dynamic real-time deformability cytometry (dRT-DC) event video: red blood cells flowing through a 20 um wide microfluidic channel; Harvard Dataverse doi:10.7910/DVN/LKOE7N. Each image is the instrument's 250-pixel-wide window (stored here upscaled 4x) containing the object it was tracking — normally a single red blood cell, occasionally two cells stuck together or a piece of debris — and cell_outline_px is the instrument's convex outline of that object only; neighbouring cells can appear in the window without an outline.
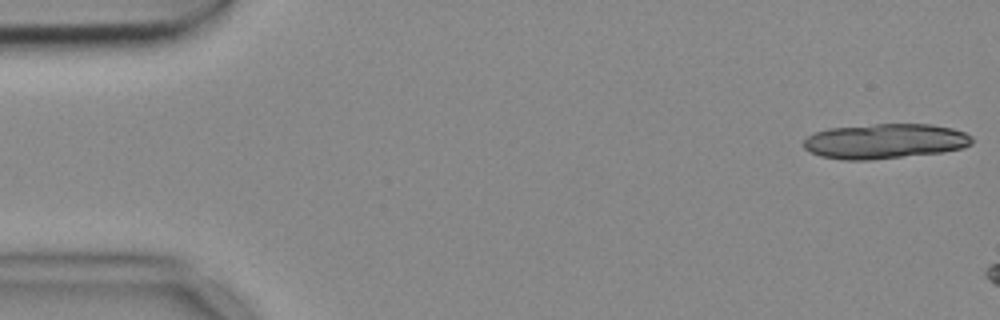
{"species": "common noctule bat (a hibernating species)", "species_latin": "Nyctalus noctula", "temperature_condition": "cold", "stored_images_in_passage": 14, "camera_frame_rate_fps": 3000, "um_per_image_px": 0.085, "animal": {"sex": "female", "body_mass_g": 18.4}, "frame": {"image": 1, "passage_image": 1, "time_ms": 0.0, "image_size_px": [1000, 320], "cell_outline_px": [[972, 144], [964, 148], [944, 152], [872, 160], [840, 160], [820, 156], [804, 148], [804, 140], [808, 136], [816, 132], [828, 128], [876, 124], [932, 124], [952, 128], [964, 132], [972, 136]], "centroid_in_image_um": [75.24, 12.01], "position_along_channel_um": 9.8, "area_um2": 34.56}}